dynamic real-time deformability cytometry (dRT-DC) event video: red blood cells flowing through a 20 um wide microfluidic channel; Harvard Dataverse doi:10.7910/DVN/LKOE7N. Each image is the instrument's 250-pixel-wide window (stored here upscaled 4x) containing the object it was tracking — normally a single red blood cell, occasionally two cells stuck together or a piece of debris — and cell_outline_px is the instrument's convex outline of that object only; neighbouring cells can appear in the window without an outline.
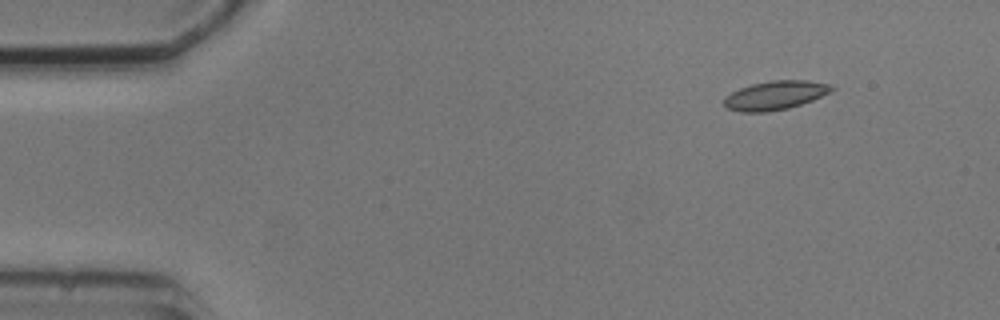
{"species": "common noctule bat (a hibernating species)", "species_latin": "Nyctalus noctula", "temperature_condition": "cold", "stored_images_in_passage": 3, "camera_frame_rate_fps": 3000, "um_per_image_px": 0.085, "animal": {"sex": "male", "body_mass_g": 20.5, "forearm_length_mm": 52.5}, "frame": {"image": 1, "passage_image": 2, "time_ms": 1.0, "image_size_px": [1000, 320], "cell_outline_px": [[836, 88], [832, 92], [812, 100], [788, 108], [768, 112], [740, 112], [728, 108], [724, 104], [724, 96], [740, 88], [752, 84], [772, 80], [808, 80], [832, 84]], "centroid_in_image_um": [65.93, 8.09], "position_along_channel_um": 19.1, "area_um2": 18.21}}